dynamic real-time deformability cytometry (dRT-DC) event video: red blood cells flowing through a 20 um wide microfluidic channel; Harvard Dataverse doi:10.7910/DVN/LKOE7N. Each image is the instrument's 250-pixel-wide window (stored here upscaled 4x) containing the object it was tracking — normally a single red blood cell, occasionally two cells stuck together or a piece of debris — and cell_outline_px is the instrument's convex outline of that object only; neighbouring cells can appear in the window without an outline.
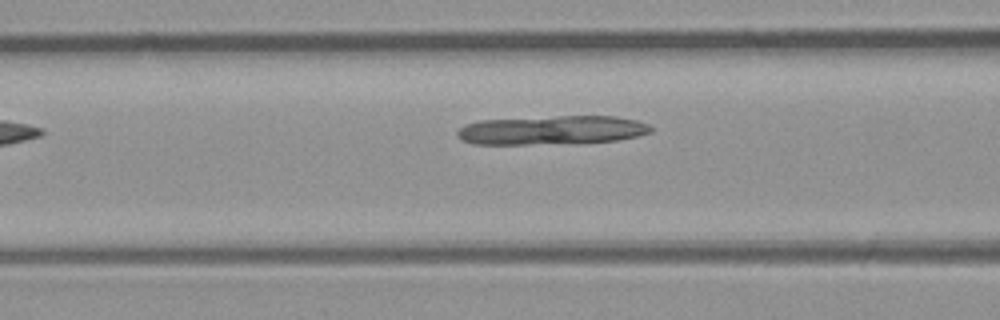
{"species": "common noctule bat (a hibernating species)", "species_latin": "Nyctalus noctula", "temperature_condition": "room temperature", "stored_images_in_passage": 4, "camera_frame_rate_fps": 3000, "um_per_image_px": 0.085, "animal": {"sex": "male", "body_mass_g": 23.1, "forearm_length_mm": 52.7}, "frame": {"image": 1, "passage_image": 4, "time_ms": 3.333, "image_size_px": [1000, 320], "cell_outline_px": [[652, 132], [636, 136], [616, 140], [528, 144], [472, 144], [464, 140], [456, 132], [464, 124], [480, 120], [560, 116], [616, 116], [636, 120], [648, 124], [652, 128]], "centroid_in_image_um": [46.9, 11.04], "position_along_channel_um": 119.7, "area_um2": 32.14}}